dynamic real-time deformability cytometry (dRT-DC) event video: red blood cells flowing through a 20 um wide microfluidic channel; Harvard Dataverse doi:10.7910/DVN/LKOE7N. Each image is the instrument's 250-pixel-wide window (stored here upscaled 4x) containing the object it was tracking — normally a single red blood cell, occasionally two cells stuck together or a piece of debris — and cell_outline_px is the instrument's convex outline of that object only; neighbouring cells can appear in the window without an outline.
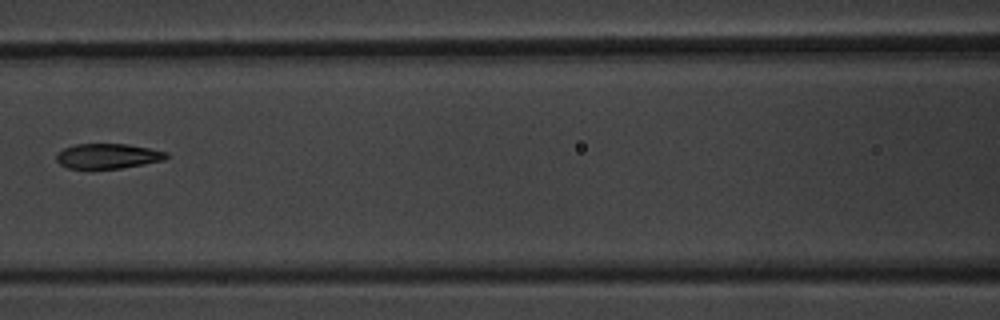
{"species": "common noctule bat (a hibernating species)", "species_latin": "Nyctalus noctula", "temperature_condition": "warm", "stored_images_in_passage": 7, "camera_frame_rate_fps": 3000, "um_per_image_px": 0.085, "animal": {"sex": "male", "body_mass_g": 20.1, "forearm_length_mm": 53.5}, "frame": {"image": 1, "passage_image": 4, "time_ms": 3.667, "image_size_px": [1000, 320], "cell_outline_px": [[168, 156], [164, 160], [144, 164], [120, 168], [68, 168], [60, 164], [56, 160], [56, 152], [64, 148], [76, 144], [128, 144], [168, 152]], "centroid_in_image_um": [9.15, 13.26], "position_along_channel_um": 157.5, "area_um2": 15.95}}
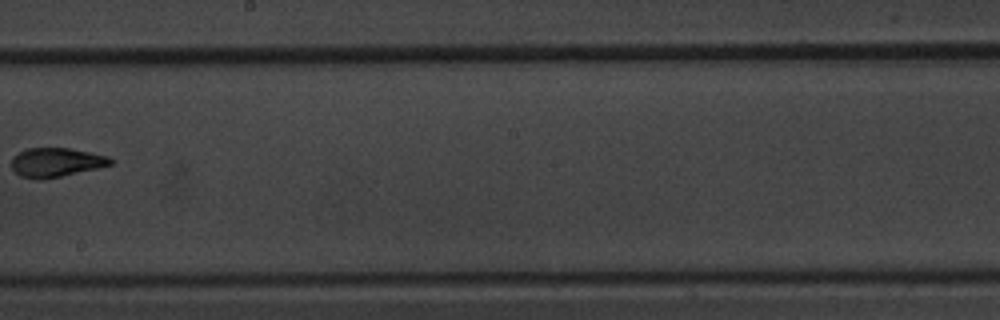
{"frame": {"image": 2, "passage_image": 6, "time_ms": 6.0, "image_size_px": [1000, 320], "cell_outline_px": [[116, 160], [112, 164], [100, 168], [60, 176], [36, 180], [20, 176], [12, 168], [12, 160], [20, 152], [28, 148], [68, 148], [108, 156]], "centroid_in_image_um": [4.81, 13.8], "position_along_channel_um": 243.4, "area_um2": 16.65}}
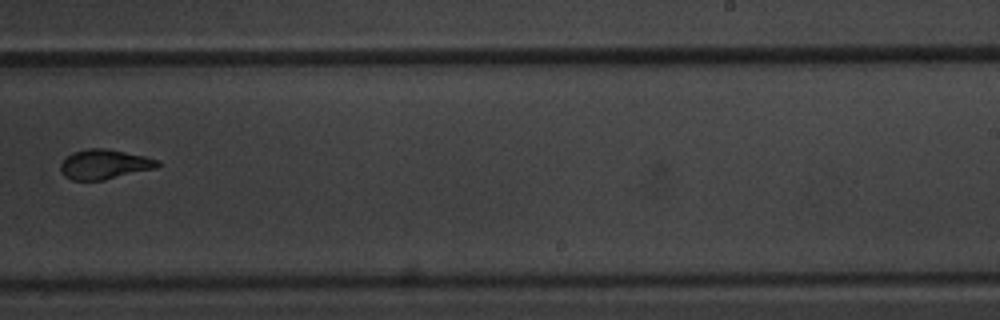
{"frame": {"image": 3, "passage_image": 7, "time_ms": 7.0, "image_size_px": [1000, 320], "cell_outline_px": [[160, 164], [156, 168], [104, 180], [72, 180], [64, 176], [60, 172], [60, 164], [72, 152], [88, 148], [104, 148], [144, 156], [160, 160]], "centroid_in_image_um": [8.86, 13.97], "position_along_channel_um": 280.1, "area_um2": 16.76}}